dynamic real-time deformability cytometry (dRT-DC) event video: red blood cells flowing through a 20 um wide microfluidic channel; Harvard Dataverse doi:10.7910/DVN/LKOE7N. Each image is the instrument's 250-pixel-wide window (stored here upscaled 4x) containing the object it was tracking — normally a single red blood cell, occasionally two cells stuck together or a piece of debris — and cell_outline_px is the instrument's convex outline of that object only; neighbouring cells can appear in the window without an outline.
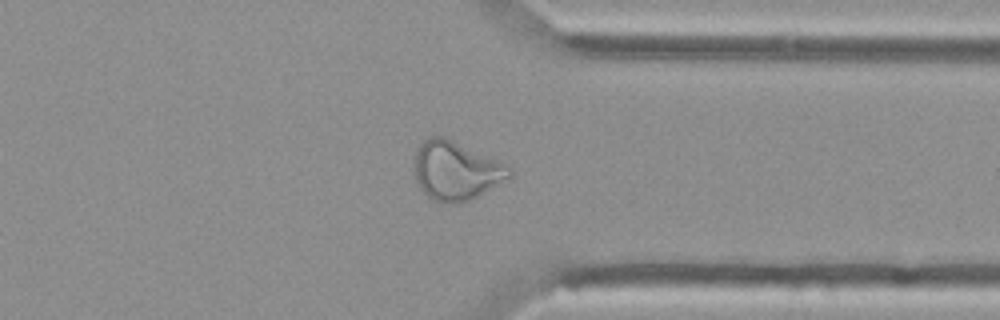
{"species": "Egyptian fruit bat (a non-hibernating species)", "species_latin": "Rousettus aegyptiacus", "temperature_condition": "cold", "stored_images_in_passage": 54, "camera_frame_rate_fps": 3000, "um_per_image_px": 0.085, "animal": {"sex": "female"}, "frame": {"image": 1, "passage_image": 42, "time_ms": 13.667, "image_size_px": [1000, 320], "cell_outline_px": [[512, 176], [472, 200], [456, 204], [452, 204], [432, 200], [416, 184], [416, 148], [428, 136], [444, 136], [508, 164], [512, 168]], "centroid_in_image_um": [38.79, 14.51], "position_along_channel_um": 372.6, "area_um2": 32.77}}
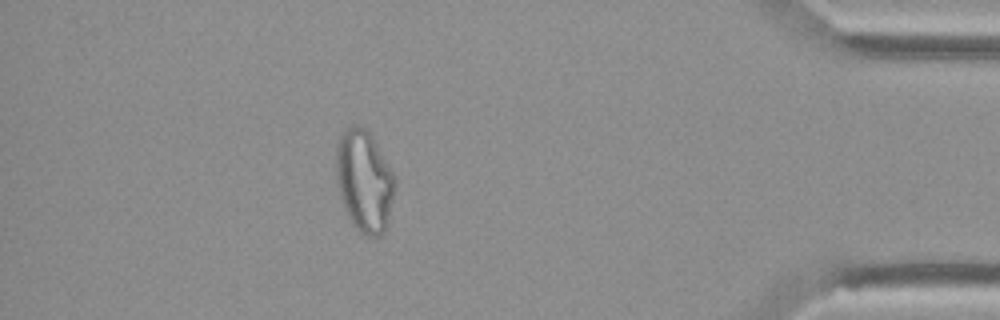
{"frame": {"image": 2, "passage_image": 48, "time_ms": 15.667, "image_size_px": [1000, 320], "cell_outline_px": [[396, 184], [388, 220], [384, 232], [380, 236], [364, 236], [352, 224], [344, 208], [336, 184], [336, 144], [344, 128], [352, 124], [356, 124], [364, 128], [372, 136], [396, 176]], "centroid_in_image_um": [30.95, 15.37], "position_along_channel_um": 404.2, "area_um2": 35.32}}